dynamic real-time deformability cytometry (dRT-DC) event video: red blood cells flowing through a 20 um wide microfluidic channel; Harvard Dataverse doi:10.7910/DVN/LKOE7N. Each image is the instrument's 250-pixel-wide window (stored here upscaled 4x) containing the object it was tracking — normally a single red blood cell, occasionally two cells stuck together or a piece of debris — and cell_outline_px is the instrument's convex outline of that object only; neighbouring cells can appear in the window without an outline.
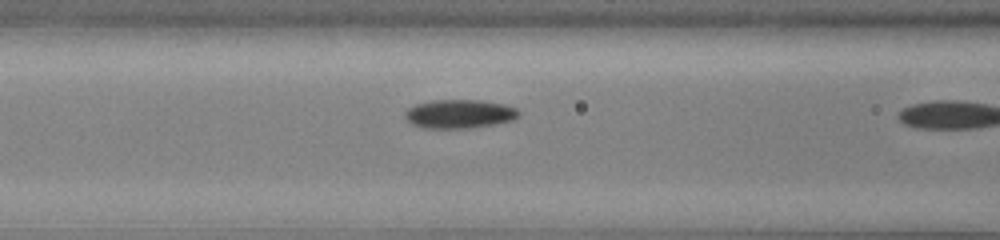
{"species": "common noctule bat (a hibernating species)", "species_latin": "Nyctalus noctula", "temperature_condition": "cold", "stored_images_in_passage": 7, "camera_frame_rate_fps": 3000, "um_per_image_px": 0.085, "animal": {"sex": "male", "body_mass_g": 13.0, "forearm_length_mm": 53.1}, "frame": {"image": 1, "passage_image": 6, "time_ms": 1.667, "image_size_px": [1000, 240], "cell_outline_px": [[520, 116], [512, 120], [496, 124], [468, 128], [424, 128], [412, 124], [404, 116], [404, 112], [408, 108], [416, 104], [432, 100], [480, 100], [504, 104], [516, 108], [520, 112]], "centroid_in_image_um": [39.06, 9.68], "position_along_channel_um": 127.5, "area_um2": 19.13}}